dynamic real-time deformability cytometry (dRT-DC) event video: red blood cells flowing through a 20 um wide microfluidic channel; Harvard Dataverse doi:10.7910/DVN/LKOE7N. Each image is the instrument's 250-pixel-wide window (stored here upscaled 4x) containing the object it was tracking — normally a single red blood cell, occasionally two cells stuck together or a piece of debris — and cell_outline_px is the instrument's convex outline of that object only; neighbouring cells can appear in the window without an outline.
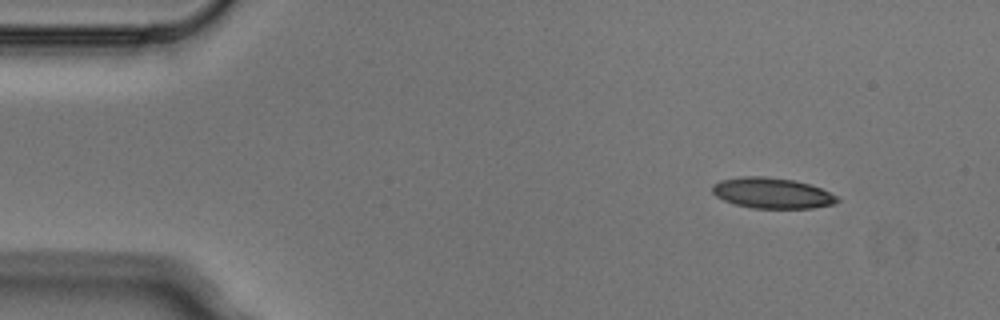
{"species": "Egyptian fruit bat (a non-hibernating species)", "species_latin": "Rousettus aegyptiacus", "temperature_condition": "cold", "stored_images_in_passage": 5, "camera_frame_rate_fps": 3000, "um_per_image_px": 0.085, "animal": {"sex": "male"}, "frame": {"image": 1, "passage_image": 1, "time_ms": 0.0, "image_size_px": [1000, 320], "cell_outline_px": [[840, 200], [836, 204], [812, 208], [752, 208], [736, 204], [724, 200], [716, 196], [712, 192], [712, 184], [720, 180], [744, 176], [764, 176], [796, 180], [820, 188], [836, 196]], "centroid_in_image_um": [65.62, 16.41], "position_along_channel_um": 19.4, "area_um2": 22.31}}
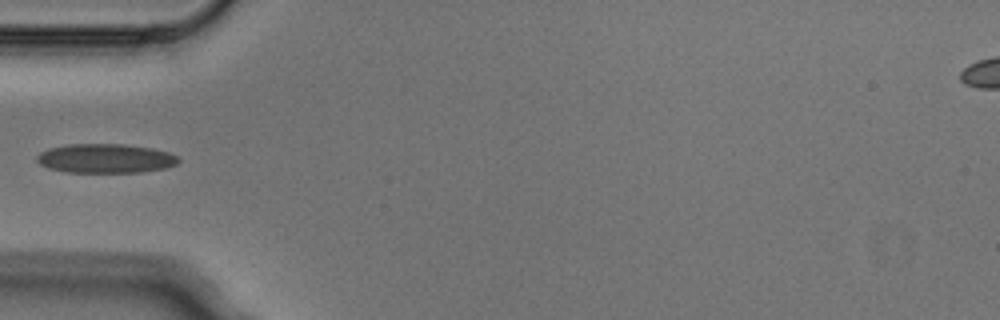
{"frame": {"image": 2, "passage_image": 4, "time_ms": 1.0, "image_size_px": [1000, 320], "cell_outline_px": [[180, 160], [176, 164], [164, 168], [140, 172], [64, 172], [48, 168], [40, 164], [36, 160], [36, 156], [40, 152], [48, 148], [68, 144], [124, 144], [152, 148], [168, 152], [176, 156]], "centroid_in_image_um": [8.92, 13.46], "position_along_channel_um": 76.1, "area_um2": 24.1}}
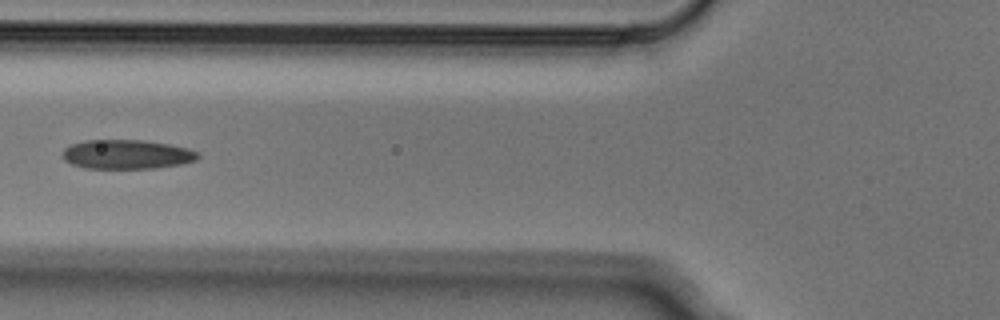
{"frame": {"image": 3, "passage_image": 5, "time_ms": 1.333, "image_size_px": [1000, 320], "cell_outline_px": [[200, 156], [196, 160], [180, 164], [156, 168], [84, 168], [72, 164], [64, 160], [60, 156], [60, 152], [68, 144], [84, 140], [144, 140], [168, 144], [188, 148], [196, 152]], "centroid_in_image_um": [10.7, 13.11], "position_along_channel_um": 115.1, "area_um2": 23.29}}